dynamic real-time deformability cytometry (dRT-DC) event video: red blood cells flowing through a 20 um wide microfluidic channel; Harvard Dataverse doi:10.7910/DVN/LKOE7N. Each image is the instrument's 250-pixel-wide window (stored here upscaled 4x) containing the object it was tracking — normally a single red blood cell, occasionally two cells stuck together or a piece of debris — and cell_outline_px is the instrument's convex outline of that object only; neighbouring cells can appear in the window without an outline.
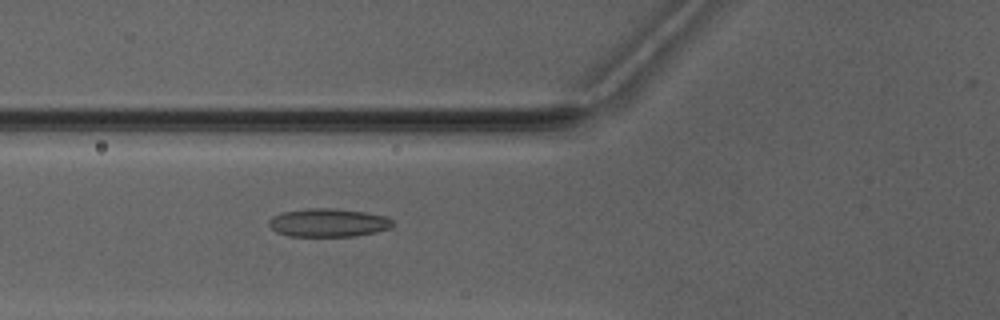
{"species": "Egyptian fruit bat (a non-hibernating species)", "species_latin": "Rousettus aegyptiacus", "temperature_condition": "warm", "stored_images_in_passage": 5, "camera_frame_rate_fps": 3000, "um_per_image_px": 0.085, "animal": {"sex": "male"}, "frame": {"image": 1, "passage_image": 5, "time_ms": 5.667, "image_size_px": [1000, 320], "cell_outline_px": [[396, 224], [392, 228], [376, 232], [356, 236], [288, 236], [276, 232], [268, 224], [268, 220], [272, 216], [284, 212], [308, 208], [336, 208], [368, 212], [388, 216]], "centroid_in_image_um": [27.96, 18.92], "position_along_channel_um": 97.8, "area_um2": 20.81}}